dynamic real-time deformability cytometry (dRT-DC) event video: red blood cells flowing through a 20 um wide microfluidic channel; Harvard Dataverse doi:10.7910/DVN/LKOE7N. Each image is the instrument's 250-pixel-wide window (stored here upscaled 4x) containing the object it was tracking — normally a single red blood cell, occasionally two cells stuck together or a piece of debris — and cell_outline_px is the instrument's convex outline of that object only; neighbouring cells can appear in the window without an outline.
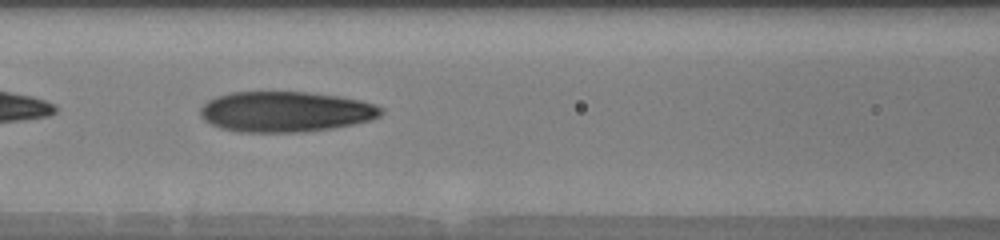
{"species": "human", "species_latin": "Homo sapiens", "temperature_condition": "warm", "stored_images_in_passage": 22, "camera_frame_rate_fps": 3000, "um_per_image_px": 0.085, "donor": {"sex": "male"}, "frame": {"image": 1, "passage_image": 13, "time_ms": 2.0, "image_size_px": [1000, 240], "cell_outline_px": [[384, 112], [380, 116], [368, 120], [352, 124], [332, 128], [304, 132], [240, 132], [220, 128], [204, 120], [200, 116], [200, 108], [208, 100], [216, 96], [232, 92], [308, 92], [340, 96], [360, 100], [376, 104], [384, 108]], "centroid_in_image_um": [24.27, 9.49], "position_along_channel_um": 142.3, "area_um2": 42.83}}
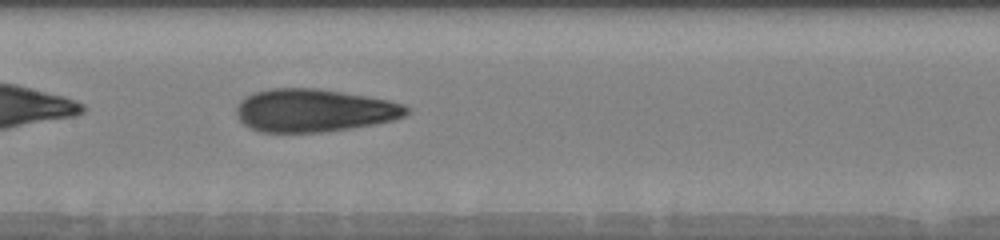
{"frame": {"image": 2, "passage_image": 21, "time_ms": 3.0, "image_size_px": [1000, 240], "cell_outline_px": [[408, 112], [404, 116], [392, 120], [376, 124], [352, 128], [320, 132], [260, 132], [244, 124], [236, 116], [236, 108], [240, 100], [252, 92], [268, 88], [320, 88], [368, 96], [388, 100], [404, 104], [408, 108]], "centroid_in_image_um": [26.67, 9.37], "position_along_channel_um": 180.7, "area_um2": 42.77}}